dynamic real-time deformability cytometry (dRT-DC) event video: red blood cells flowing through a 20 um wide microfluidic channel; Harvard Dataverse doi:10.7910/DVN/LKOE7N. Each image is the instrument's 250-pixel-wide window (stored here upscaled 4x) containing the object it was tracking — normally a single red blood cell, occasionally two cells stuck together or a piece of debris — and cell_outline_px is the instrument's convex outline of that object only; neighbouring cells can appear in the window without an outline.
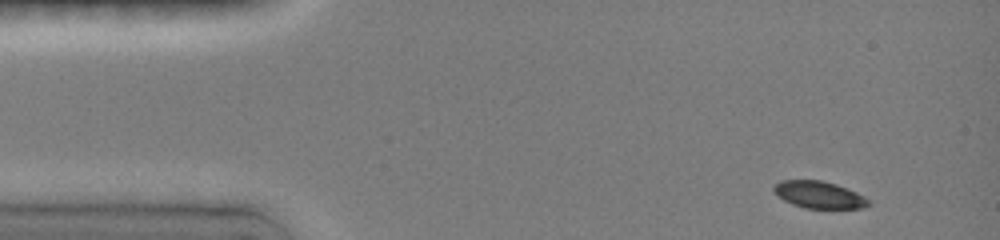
{"species": "common noctule bat (a hibernating species)", "species_latin": "Nyctalus noctula", "temperature_condition": "room temperature", "stored_images_in_passage": 24, "camera_frame_rate_fps": 3000, "um_per_image_px": 0.085, "animal": {"sex": "female", "body_mass_g": 19.0, "forearm_length_mm": 51.5}, "frame": {"image": 1, "passage_image": 1, "time_ms": 0.0, "image_size_px": [1000, 240], "cell_outline_px": [[872, 204], [860, 208], [804, 208], [792, 204], [784, 200], [772, 188], [780, 180], [820, 180], [836, 184], [856, 192], [864, 196]], "centroid_in_image_um": [69.63, 16.55], "position_along_channel_um": 15.4, "area_um2": 14.74}}
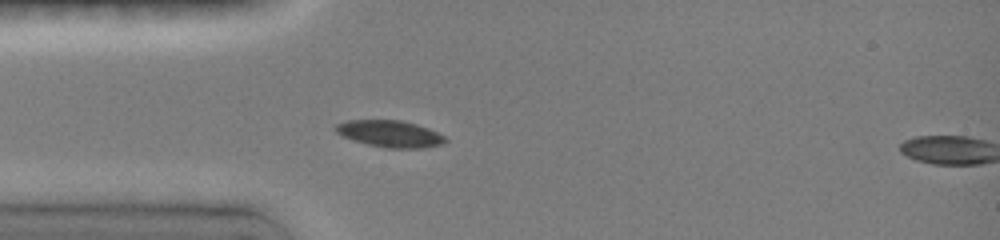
{"frame": {"image": 2, "passage_image": 10, "time_ms": 3.0, "image_size_px": [1000, 240], "cell_outline_px": [[448, 140], [444, 144], [424, 148], [384, 148], [352, 140], [336, 132], [332, 128], [336, 124], [348, 120], [400, 120], [416, 124], [428, 128], [444, 136]], "centroid_in_image_um": [33.14, 11.37], "position_along_channel_um": 51.9, "area_um2": 17.17}}
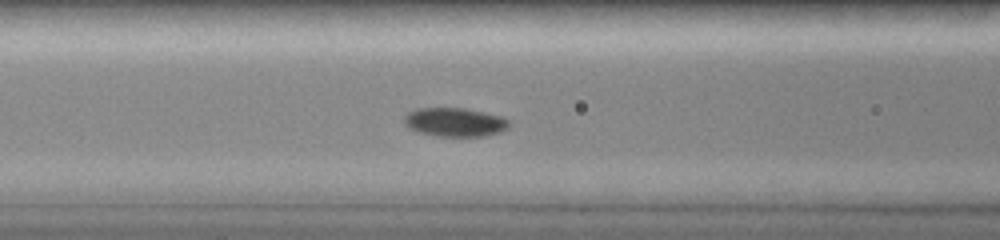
{"frame": {"image": 3, "passage_image": 16, "time_ms": 5.0, "image_size_px": [1000, 240], "cell_outline_px": [[512, 124], [508, 128], [500, 132], [484, 136], [436, 136], [420, 132], [408, 128], [404, 124], [404, 116], [408, 112], [416, 108], [464, 108], [500, 116], [508, 120]], "centroid_in_image_um": [38.65, 10.38], "position_along_channel_um": 128.0, "area_um2": 17.63}}